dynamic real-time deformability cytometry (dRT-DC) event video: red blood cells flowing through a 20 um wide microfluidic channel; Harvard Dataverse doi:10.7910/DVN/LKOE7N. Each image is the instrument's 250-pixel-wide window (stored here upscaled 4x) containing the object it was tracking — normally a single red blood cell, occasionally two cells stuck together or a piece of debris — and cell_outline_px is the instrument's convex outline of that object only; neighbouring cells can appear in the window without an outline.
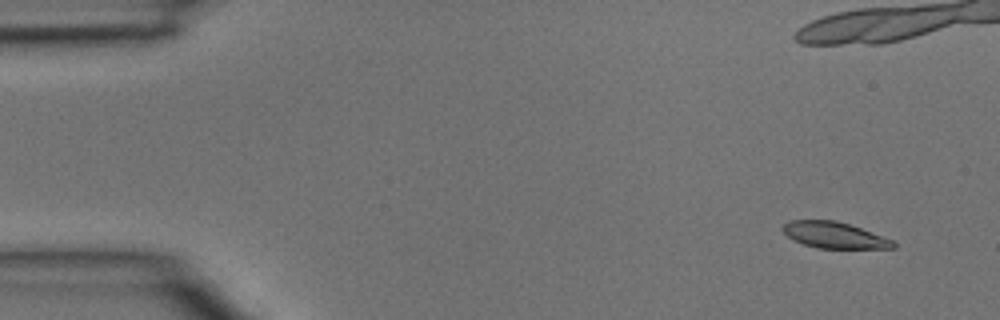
{"species": "common noctule bat (a hibernating species)", "species_latin": "Nyctalus noctula", "temperature_condition": "room temperature", "stored_images_in_passage": 6, "camera_frame_rate_fps": 3000, "um_per_image_px": 0.085, "animal": {"sex": "male", "body_mass_g": 15.6}, "frame": {"image": 1, "passage_image": 1, "time_ms": 0.0, "image_size_px": [1000, 320], "cell_outline_px": [[896, 248], [820, 248], [804, 244], [792, 240], [780, 228], [788, 220], [836, 220], [860, 228], [892, 240], [896, 244]], "centroid_in_image_um": [70.87, 19.98], "position_along_channel_um": 14.1, "area_um2": 16.7}}